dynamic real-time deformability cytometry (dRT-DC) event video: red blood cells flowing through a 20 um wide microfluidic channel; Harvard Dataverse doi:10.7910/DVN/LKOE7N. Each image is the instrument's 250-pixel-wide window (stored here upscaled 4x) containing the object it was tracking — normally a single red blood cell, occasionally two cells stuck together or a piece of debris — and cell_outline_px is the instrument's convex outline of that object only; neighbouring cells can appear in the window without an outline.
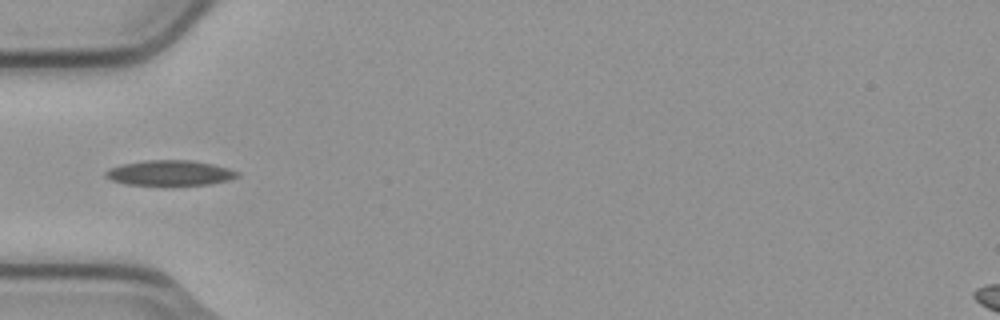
{"species": "common noctule bat (a hibernating species)", "species_latin": "Nyctalus noctula", "temperature_condition": "cold", "stored_images_in_passage": 5, "camera_frame_rate_fps": 3000, "um_per_image_px": 0.085, "animal": {"sex": "male", "body_mass_g": 23.1, "forearm_length_mm": 52.7}, "frame": {"image": 1, "passage_image": 5, "time_ms": 1.333, "image_size_px": [1000, 320], "cell_outline_px": [[240, 176], [228, 180], [212, 184], [124, 184], [112, 180], [104, 176], [104, 172], [120, 164], [144, 160], [192, 160], [212, 164], [228, 168], [240, 172]], "centroid_in_image_um": [14.45, 14.68], "position_along_channel_um": 70.5, "area_um2": 19.19}}